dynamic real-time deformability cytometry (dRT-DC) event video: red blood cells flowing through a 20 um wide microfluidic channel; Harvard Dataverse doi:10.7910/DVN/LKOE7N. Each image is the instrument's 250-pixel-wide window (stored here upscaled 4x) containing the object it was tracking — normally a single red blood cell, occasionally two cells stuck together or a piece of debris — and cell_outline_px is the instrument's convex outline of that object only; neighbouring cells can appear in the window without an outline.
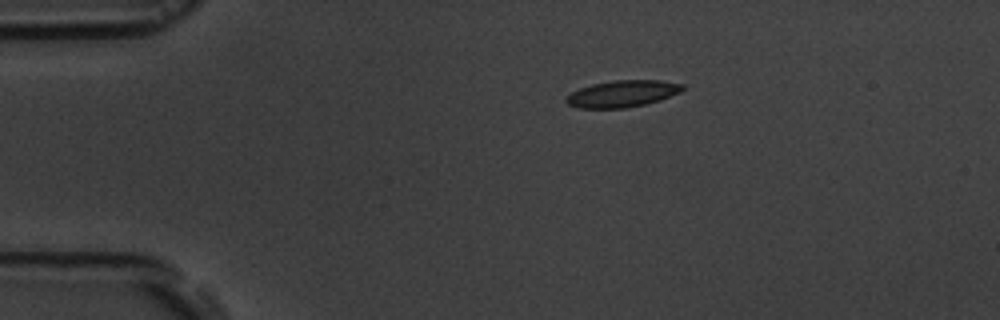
{"species": "common noctule bat (a hibernating species)", "species_latin": "Nyctalus noctula", "temperature_condition": "room temperature", "stored_images_in_passage": 2, "camera_frame_rate_fps": 3000, "um_per_image_px": 0.085, "animal": {"sex": "male", "body_mass_g": 19.5, "forearm_length_mm": 54.6}, "frame": {"image": 1, "passage_image": 1, "time_ms": 0.0, "image_size_px": [1000, 320], "cell_outline_px": [[684, 88], [680, 92], [660, 100], [644, 104], [624, 108], [580, 108], [568, 104], [564, 100], [572, 92], [580, 88], [592, 84], [616, 80], [660, 80], [684, 84]], "centroid_in_image_um": [52.92, 7.96], "position_along_channel_um": 32.1, "area_um2": 17.98}}